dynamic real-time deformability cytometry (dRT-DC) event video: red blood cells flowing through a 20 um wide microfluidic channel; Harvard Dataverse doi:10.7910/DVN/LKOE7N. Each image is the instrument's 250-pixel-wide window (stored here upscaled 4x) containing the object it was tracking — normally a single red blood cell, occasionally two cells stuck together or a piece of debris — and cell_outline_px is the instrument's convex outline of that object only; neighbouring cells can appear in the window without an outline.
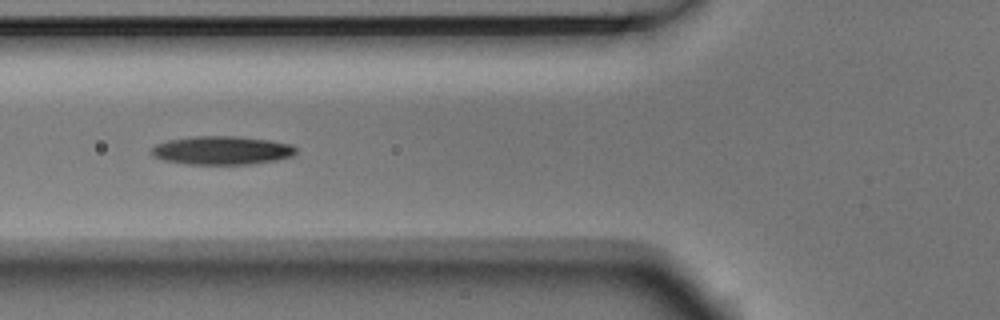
{"species": "Egyptian fruit bat (a non-hibernating species)", "species_latin": "Rousettus aegyptiacus", "temperature_condition": "room temperature", "stored_images_in_passage": 6, "camera_frame_rate_fps": 3000, "um_per_image_px": 0.085, "animal": {"sex": "male"}, "frame": {"image": 1, "passage_image": 4, "time_ms": 1.0, "image_size_px": [1000, 320], "cell_outline_px": [[296, 152], [292, 156], [276, 160], [252, 164], [188, 164], [164, 160], [152, 156], [152, 148], [156, 144], [168, 140], [196, 136], [236, 136], [272, 140], [292, 144], [296, 148]], "centroid_in_image_um": [18.89, 12.78], "position_along_channel_um": 106.9, "area_um2": 24.04}}
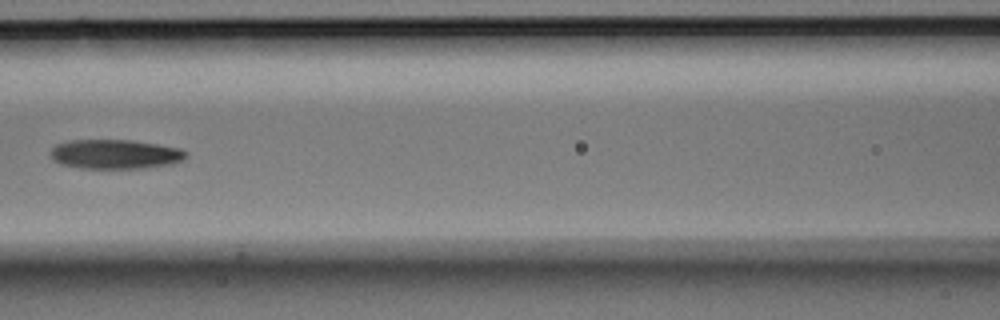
{"frame": {"image": 2, "passage_image": 5, "time_ms": 1.333, "image_size_px": [1000, 320], "cell_outline_px": [[188, 156], [184, 160], [172, 164], [144, 168], [80, 168], [60, 164], [52, 156], [52, 148], [56, 144], [72, 140], [132, 140], [180, 148], [188, 152]], "centroid_in_image_um": [9.85, 13.11], "position_along_channel_um": 156.7, "area_um2": 23.18}}
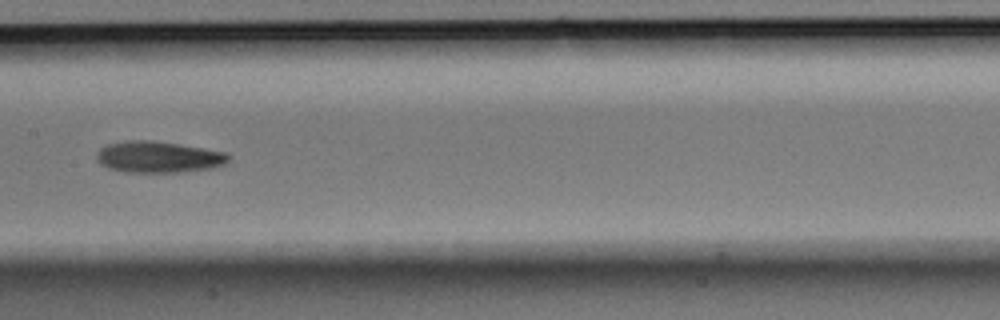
{"frame": {"image": 3, "passage_image": 6, "time_ms": 1.667, "image_size_px": [1000, 320], "cell_outline_px": [[228, 160], [224, 164], [212, 168], [184, 172], [124, 172], [108, 168], [100, 164], [96, 160], [96, 152], [100, 148], [108, 144], [128, 140], [152, 140], [224, 152], [228, 156]], "centroid_in_image_um": [13.39, 13.35], "position_along_channel_um": 194.0, "area_um2": 23.99}}